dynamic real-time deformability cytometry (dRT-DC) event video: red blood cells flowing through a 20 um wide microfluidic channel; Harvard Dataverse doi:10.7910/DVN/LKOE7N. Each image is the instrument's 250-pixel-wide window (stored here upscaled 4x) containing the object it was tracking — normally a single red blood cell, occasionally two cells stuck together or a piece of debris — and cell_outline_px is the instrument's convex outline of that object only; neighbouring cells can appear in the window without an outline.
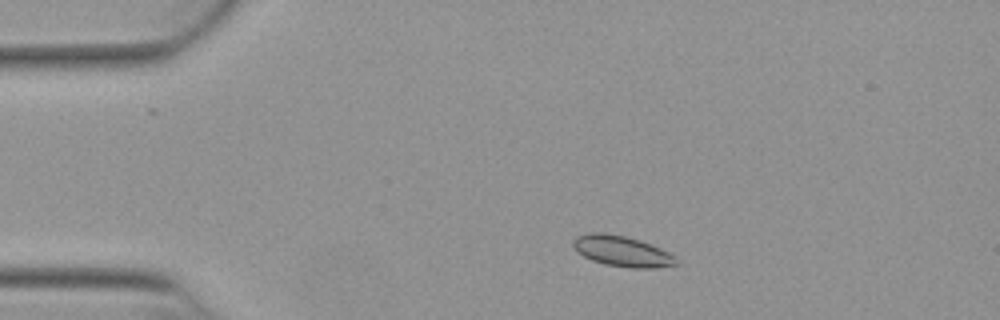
{"species": "Egyptian fruit bat (a non-hibernating species)", "species_latin": "Rousettus aegyptiacus", "temperature_condition": "warm", "stored_images_in_passage": 48, "camera_frame_rate_fps": 3000, "um_per_image_px": 0.085, "animal": {"sex": "female"}, "frame": {"image": 1, "passage_image": 6, "time_ms": 1.667, "image_size_px": [1000, 320], "cell_outline_px": [[680, 260], [676, 264], [656, 268], [632, 268], [604, 264], [592, 260], [576, 252], [572, 244], [572, 240], [576, 236], [588, 232], [604, 232], [624, 236], [660, 248], [676, 256]], "centroid_in_image_um": [52.84, 21.35], "position_along_channel_um": 32.2, "area_um2": 18.44}}
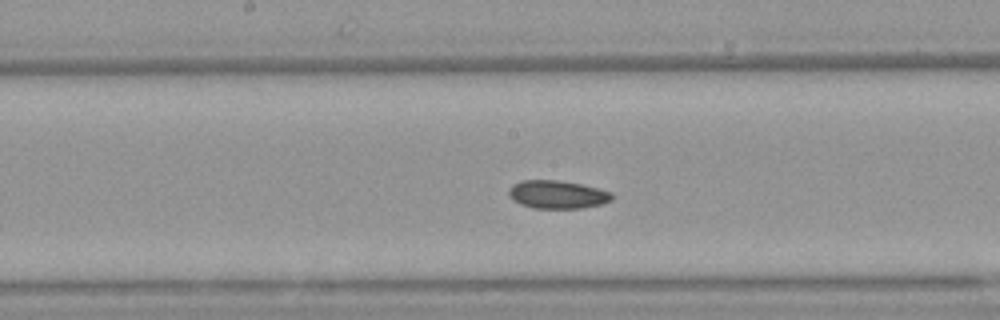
{"frame": {"image": 2, "passage_image": 23, "time_ms": 7.333, "image_size_px": [1000, 320], "cell_outline_px": [[612, 200], [604, 204], [584, 208], [532, 208], [520, 204], [512, 200], [508, 196], [508, 188], [512, 184], [520, 180], [556, 180], [580, 184], [612, 192]], "centroid_in_image_um": [47.34, 16.54], "position_along_channel_um": 200.9, "area_um2": 17.11}}
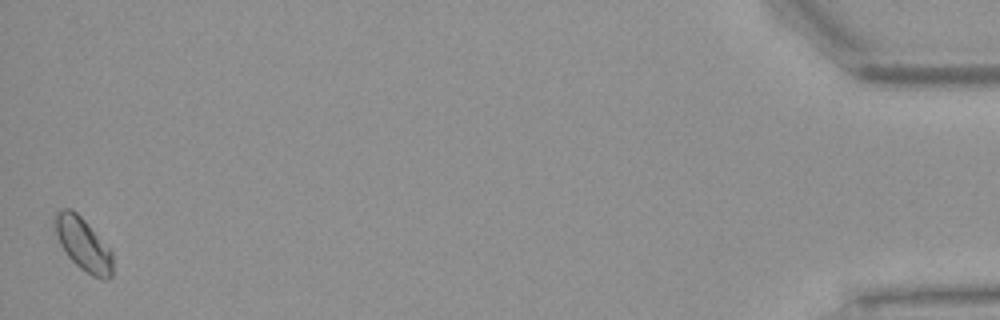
{"frame": {"image": 3, "passage_image": 48, "time_ms": 15.667, "image_size_px": [1000, 320], "cell_outline_px": [[112, 276], [108, 280], [100, 280], [92, 276], [80, 268], [68, 256], [60, 244], [52, 224], [52, 216], [60, 208], [72, 208], [88, 224], [112, 252]], "centroid_in_image_um": [7.03, 20.74], "position_along_channel_um": 428.2, "area_um2": 18.03}, "authors_computed_cell_mechanics": {"area_um2": 16.9643, "velocity_mm_per_s": 3.8572, "shape_relaxation_time_tau1_ms": 6.8739, "shape_relaxation_time_tau2_ms": 2.8176, "deformation_change_tau1": 0.0838, "deformation_change_tau2": 0.0504}}